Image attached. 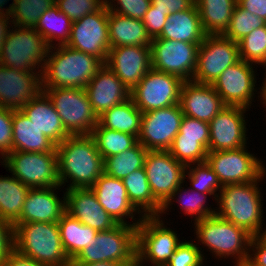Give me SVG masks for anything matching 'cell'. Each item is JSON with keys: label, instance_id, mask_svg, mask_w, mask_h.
<instances>
[{"label": "cell", "instance_id": "cell-5", "mask_svg": "<svg viewBox=\"0 0 266 266\" xmlns=\"http://www.w3.org/2000/svg\"><path fill=\"white\" fill-rule=\"evenodd\" d=\"M14 249L47 266H69L57 222L13 224Z\"/></svg>", "mask_w": 266, "mask_h": 266}, {"label": "cell", "instance_id": "cell-38", "mask_svg": "<svg viewBox=\"0 0 266 266\" xmlns=\"http://www.w3.org/2000/svg\"><path fill=\"white\" fill-rule=\"evenodd\" d=\"M72 24L73 22L53 5L40 16L34 29L45 39L49 47H54L67 44Z\"/></svg>", "mask_w": 266, "mask_h": 266}, {"label": "cell", "instance_id": "cell-35", "mask_svg": "<svg viewBox=\"0 0 266 266\" xmlns=\"http://www.w3.org/2000/svg\"><path fill=\"white\" fill-rule=\"evenodd\" d=\"M142 114L133 100L129 98L123 103L104 111L98 116V123L104 128L139 137Z\"/></svg>", "mask_w": 266, "mask_h": 266}, {"label": "cell", "instance_id": "cell-18", "mask_svg": "<svg viewBox=\"0 0 266 266\" xmlns=\"http://www.w3.org/2000/svg\"><path fill=\"white\" fill-rule=\"evenodd\" d=\"M183 117L179 104L143 113L138 142L147 150H168Z\"/></svg>", "mask_w": 266, "mask_h": 266}, {"label": "cell", "instance_id": "cell-28", "mask_svg": "<svg viewBox=\"0 0 266 266\" xmlns=\"http://www.w3.org/2000/svg\"><path fill=\"white\" fill-rule=\"evenodd\" d=\"M37 128L56 145L70 136L62 124L50 98L40 91L20 109Z\"/></svg>", "mask_w": 266, "mask_h": 266}, {"label": "cell", "instance_id": "cell-47", "mask_svg": "<svg viewBox=\"0 0 266 266\" xmlns=\"http://www.w3.org/2000/svg\"><path fill=\"white\" fill-rule=\"evenodd\" d=\"M106 5L110 12L142 20L151 0H106Z\"/></svg>", "mask_w": 266, "mask_h": 266}, {"label": "cell", "instance_id": "cell-48", "mask_svg": "<svg viewBox=\"0 0 266 266\" xmlns=\"http://www.w3.org/2000/svg\"><path fill=\"white\" fill-rule=\"evenodd\" d=\"M13 109L0 106V161L12 152Z\"/></svg>", "mask_w": 266, "mask_h": 266}, {"label": "cell", "instance_id": "cell-23", "mask_svg": "<svg viewBox=\"0 0 266 266\" xmlns=\"http://www.w3.org/2000/svg\"><path fill=\"white\" fill-rule=\"evenodd\" d=\"M41 90V72L20 71L0 64L1 107L19 110Z\"/></svg>", "mask_w": 266, "mask_h": 266}, {"label": "cell", "instance_id": "cell-26", "mask_svg": "<svg viewBox=\"0 0 266 266\" xmlns=\"http://www.w3.org/2000/svg\"><path fill=\"white\" fill-rule=\"evenodd\" d=\"M179 105L185 116L210 122L226 105L212 85L185 81Z\"/></svg>", "mask_w": 266, "mask_h": 266}, {"label": "cell", "instance_id": "cell-40", "mask_svg": "<svg viewBox=\"0 0 266 266\" xmlns=\"http://www.w3.org/2000/svg\"><path fill=\"white\" fill-rule=\"evenodd\" d=\"M148 150L139 142L132 148L104 159V173L123 180L130 173L144 167Z\"/></svg>", "mask_w": 266, "mask_h": 266}, {"label": "cell", "instance_id": "cell-56", "mask_svg": "<svg viewBox=\"0 0 266 266\" xmlns=\"http://www.w3.org/2000/svg\"><path fill=\"white\" fill-rule=\"evenodd\" d=\"M122 264L114 261H101L96 263H75L70 260L69 266H121Z\"/></svg>", "mask_w": 266, "mask_h": 266}, {"label": "cell", "instance_id": "cell-34", "mask_svg": "<svg viewBox=\"0 0 266 266\" xmlns=\"http://www.w3.org/2000/svg\"><path fill=\"white\" fill-rule=\"evenodd\" d=\"M57 224L60 230L62 247L70 260L75 259L85 247L89 246L92 238H95L98 232L73 218L67 212L62 215Z\"/></svg>", "mask_w": 266, "mask_h": 266}, {"label": "cell", "instance_id": "cell-30", "mask_svg": "<svg viewBox=\"0 0 266 266\" xmlns=\"http://www.w3.org/2000/svg\"><path fill=\"white\" fill-rule=\"evenodd\" d=\"M12 151L57 152L56 144L44 135L19 109L12 115Z\"/></svg>", "mask_w": 266, "mask_h": 266}, {"label": "cell", "instance_id": "cell-2", "mask_svg": "<svg viewBox=\"0 0 266 266\" xmlns=\"http://www.w3.org/2000/svg\"><path fill=\"white\" fill-rule=\"evenodd\" d=\"M265 178L266 172L255 181L223 186L216 200L215 214L243 228L252 236H258L265 222L264 193L259 183L262 184Z\"/></svg>", "mask_w": 266, "mask_h": 266}, {"label": "cell", "instance_id": "cell-25", "mask_svg": "<svg viewBox=\"0 0 266 266\" xmlns=\"http://www.w3.org/2000/svg\"><path fill=\"white\" fill-rule=\"evenodd\" d=\"M65 194L66 212L84 225L105 231L118 224L100 205L91 188L67 189Z\"/></svg>", "mask_w": 266, "mask_h": 266}, {"label": "cell", "instance_id": "cell-19", "mask_svg": "<svg viewBox=\"0 0 266 266\" xmlns=\"http://www.w3.org/2000/svg\"><path fill=\"white\" fill-rule=\"evenodd\" d=\"M247 108L226 105L210 122V139L208 152L235 150L246 146ZM246 113V114H245ZM247 120V122H246Z\"/></svg>", "mask_w": 266, "mask_h": 266}, {"label": "cell", "instance_id": "cell-10", "mask_svg": "<svg viewBox=\"0 0 266 266\" xmlns=\"http://www.w3.org/2000/svg\"><path fill=\"white\" fill-rule=\"evenodd\" d=\"M70 135H91L98 116L83 88H42Z\"/></svg>", "mask_w": 266, "mask_h": 266}, {"label": "cell", "instance_id": "cell-41", "mask_svg": "<svg viewBox=\"0 0 266 266\" xmlns=\"http://www.w3.org/2000/svg\"><path fill=\"white\" fill-rule=\"evenodd\" d=\"M184 179L189 180L191 189L204 194H215L218 197L219 191L223 188L218 176L206 161L187 165Z\"/></svg>", "mask_w": 266, "mask_h": 266}, {"label": "cell", "instance_id": "cell-42", "mask_svg": "<svg viewBox=\"0 0 266 266\" xmlns=\"http://www.w3.org/2000/svg\"><path fill=\"white\" fill-rule=\"evenodd\" d=\"M54 4L52 0H15L11 23L19 27L35 28L40 16Z\"/></svg>", "mask_w": 266, "mask_h": 266}, {"label": "cell", "instance_id": "cell-20", "mask_svg": "<svg viewBox=\"0 0 266 266\" xmlns=\"http://www.w3.org/2000/svg\"><path fill=\"white\" fill-rule=\"evenodd\" d=\"M210 126L208 122L183 117L178 134L168 152L185 166L206 161L209 148Z\"/></svg>", "mask_w": 266, "mask_h": 266}, {"label": "cell", "instance_id": "cell-58", "mask_svg": "<svg viewBox=\"0 0 266 266\" xmlns=\"http://www.w3.org/2000/svg\"><path fill=\"white\" fill-rule=\"evenodd\" d=\"M9 1L10 0H0V14L6 15V16H10L11 15L15 0H12L13 2L9 5V7H5L4 8V6L7 3H9Z\"/></svg>", "mask_w": 266, "mask_h": 266}, {"label": "cell", "instance_id": "cell-21", "mask_svg": "<svg viewBox=\"0 0 266 266\" xmlns=\"http://www.w3.org/2000/svg\"><path fill=\"white\" fill-rule=\"evenodd\" d=\"M91 189L100 205L117 223L137 227L143 219L144 216L129 201L123 180L103 173Z\"/></svg>", "mask_w": 266, "mask_h": 266}, {"label": "cell", "instance_id": "cell-29", "mask_svg": "<svg viewBox=\"0 0 266 266\" xmlns=\"http://www.w3.org/2000/svg\"><path fill=\"white\" fill-rule=\"evenodd\" d=\"M205 36L200 15L194 3L187 10L171 13L167 16L166 24L156 38L201 44Z\"/></svg>", "mask_w": 266, "mask_h": 266}, {"label": "cell", "instance_id": "cell-11", "mask_svg": "<svg viewBox=\"0 0 266 266\" xmlns=\"http://www.w3.org/2000/svg\"><path fill=\"white\" fill-rule=\"evenodd\" d=\"M249 146L235 150L208 152L206 162L222 186L258 180L266 172V164L249 152Z\"/></svg>", "mask_w": 266, "mask_h": 266}, {"label": "cell", "instance_id": "cell-9", "mask_svg": "<svg viewBox=\"0 0 266 266\" xmlns=\"http://www.w3.org/2000/svg\"><path fill=\"white\" fill-rule=\"evenodd\" d=\"M0 163L30 188L61 187L57 152L12 151Z\"/></svg>", "mask_w": 266, "mask_h": 266}, {"label": "cell", "instance_id": "cell-4", "mask_svg": "<svg viewBox=\"0 0 266 266\" xmlns=\"http://www.w3.org/2000/svg\"><path fill=\"white\" fill-rule=\"evenodd\" d=\"M191 227L200 251L203 246L218 261L233 258V266L245 265L253 237L246 230L216 214L192 223Z\"/></svg>", "mask_w": 266, "mask_h": 266}, {"label": "cell", "instance_id": "cell-22", "mask_svg": "<svg viewBox=\"0 0 266 266\" xmlns=\"http://www.w3.org/2000/svg\"><path fill=\"white\" fill-rule=\"evenodd\" d=\"M105 65L131 92L151 69V47H111Z\"/></svg>", "mask_w": 266, "mask_h": 266}, {"label": "cell", "instance_id": "cell-7", "mask_svg": "<svg viewBox=\"0 0 266 266\" xmlns=\"http://www.w3.org/2000/svg\"><path fill=\"white\" fill-rule=\"evenodd\" d=\"M137 227L118 223L115 227L98 231L89 246L85 247L73 261L96 263L114 261L122 265L136 259Z\"/></svg>", "mask_w": 266, "mask_h": 266}, {"label": "cell", "instance_id": "cell-8", "mask_svg": "<svg viewBox=\"0 0 266 266\" xmlns=\"http://www.w3.org/2000/svg\"><path fill=\"white\" fill-rule=\"evenodd\" d=\"M164 216H144L137 226L136 258L144 265L165 266L182 242ZM165 223V224H164ZM178 234V235H177Z\"/></svg>", "mask_w": 266, "mask_h": 266}, {"label": "cell", "instance_id": "cell-53", "mask_svg": "<svg viewBox=\"0 0 266 266\" xmlns=\"http://www.w3.org/2000/svg\"><path fill=\"white\" fill-rule=\"evenodd\" d=\"M236 3L266 21V0H236Z\"/></svg>", "mask_w": 266, "mask_h": 266}, {"label": "cell", "instance_id": "cell-46", "mask_svg": "<svg viewBox=\"0 0 266 266\" xmlns=\"http://www.w3.org/2000/svg\"><path fill=\"white\" fill-rule=\"evenodd\" d=\"M105 4L106 0H60L55 5L75 22L87 14L99 11Z\"/></svg>", "mask_w": 266, "mask_h": 266}, {"label": "cell", "instance_id": "cell-45", "mask_svg": "<svg viewBox=\"0 0 266 266\" xmlns=\"http://www.w3.org/2000/svg\"><path fill=\"white\" fill-rule=\"evenodd\" d=\"M182 239V242L177 246L174 253L170 256L165 266H205L207 265L204 249L200 251L196 242Z\"/></svg>", "mask_w": 266, "mask_h": 266}, {"label": "cell", "instance_id": "cell-14", "mask_svg": "<svg viewBox=\"0 0 266 266\" xmlns=\"http://www.w3.org/2000/svg\"><path fill=\"white\" fill-rule=\"evenodd\" d=\"M200 44L153 38L151 41V68L192 81L197 67Z\"/></svg>", "mask_w": 266, "mask_h": 266}, {"label": "cell", "instance_id": "cell-33", "mask_svg": "<svg viewBox=\"0 0 266 266\" xmlns=\"http://www.w3.org/2000/svg\"><path fill=\"white\" fill-rule=\"evenodd\" d=\"M127 196L143 216H159L162 205L154 198L145 168H139L123 179Z\"/></svg>", "mask_w": 266, "mask_h": 266}, {"label": "cell", "instance_id": "cell-39", "mask_svg": "<svg viewBox=\"0 0 266 266\" xmlns=\"http://www.w3.org/2000/svg\"><path fill=\"white\" fill-rule=\"evenodd\" d=\"M91 136L103 160L122 153L138 143V137L104 128L99 123L93 128Z\"/></svg>", "mask_w": 266, "mask_h": 266}, {"label": "cell", "instance_id": "cell-6", "mask_svg": "<svg viewBox=\"0 0 266 266\" xmlns=\"http://www.w3.org/2000/svg\"><path fill=\"white\" fill-rule=\"evenodd\" d=\"M14 27V28H13ZM0 53V64L20 71L41 72L49 46L34 28L12 25Z\"/></svg>", "mask_w": 266, "mask_h": 266}, {"label": "cell", "instance_id": "cell-57", "mask_svg": "<svg viewBox=\"0 0 266 266\" xmlns=\"http://www.w3.org/2000/svg\"><path fill=\"white\" fill-rule=\"evenodd\" d=\"M263 66V68L265 69L264 71V77H263V82H261L262 84H261V86L259 87V95L258 96H256V97H258V99L260 100V104L262 103V107H264V109L266 108V64H264V65H262ZM265 111H266V109H265Z\"/></svg>", "mask_w": 266, "mask_h": 266}, {"label": "cell", "instance_id": "cell-50", "mask_svg": "<svg viewBox=\"0 0 266 266\" xmlns=\"http://www.w3.org/2000/svg\"><path fill=\"white\" fill-rule=\"evenodd\" d=\"M14 250V226L0 219V266Z\"/></svg>", "mask_w": 266, "mask_h": 266}, {"label": "cell", "instance_id": "cell-52", "mask_svg": "<svg viewBox=\"0 0 266 266\" xmlns=\"http://www.w3.org/2000/svg\"><path fill=\"white\" fill-rule=\"evenodd\" d=\"M155 9L165 11V15L189 9L194 3L191 0H151Z\"/></svg>", "mask_w": 266, "mask_h": 266}, {"label": "cell", "instance_id": "cell-60", "mask_svg": "<svg viewBox=\"0 0 266 266\" xmlns=\"http://www.w3.org/2000/svg\"><path fill=\"white\" fill-rule=\"evenodd\" d=\"M264 227H262L260 234L258 235L264 242H266V224L263 223Z\"/></svg>", "mask_w": 266, "mask_h": 266}, {"label": "cell", "instance_id": "cell-1", "mask_svg": "<svg viewBox=\"0 0 266 266\" xmlns=\"http://www.w3.org/2000/svg\"><path fill=\"white\" fill-rule=\"evenodd\" d=\"M60 185L91 188L104 173V160L91 135H70L56 145Z\"/></svg>", "mask_w": 266, "mask_h": 266}, {"label": "cell", "instance_id": "cell-36", "mask_svg": "<svg viewBox=\"0 0 266 266\" xmlns=\"http://www.w3.org/2000/svg\"><path fill=\"white\" fill-rule=\"evenodd\" d=\"M202 28L206 35H223L228 29L236 0H197Z\"/></svg>", "mask_w": 266, "mask_h": 266}, {"label": "cell", "instance_id": "cell-61", "mask_svg": "<svg viewBox=\"0 0 266 266\" xmlns=\"http://www.w3.org/2000/svg\"><path fill=\"white\" fill-rule=\"evenodd\" d=\"M53 2H54V4H56L58 1H60V0H52Z\"/></svg>", "mask_w": 266, "mask_h": 266}, {"label": "cell", "instance_id": "cell-32", "mask_svg": "<svg viewBox=\"0 0 266 266\" xmlns=\"http://www.w3.org/2000/svg\"><path fill=\"white\" fill-rule=\"evenodd\" d=\"M108 26L110 47L151 45L142 20L108 11Z\"/></svg>", "mask_w": 266, "mask_h": 266}, {"label": "cell", "instance_id": "cell-16", "mask_svg": "<svg viewBox=\"0 0 266 266\" xmlns=\"http://www.w3.org/2000/svg\"><path fill=\"white\" fill-rule=\"evenodd\" d=\"M108 7L73 22L67 46L99 58L104 64L110 50Z\"/></svg>", "mask_w": 266, "mask_h": 266}, {"label": "cell", "instance_id": "cell-59", "mask_svg": "<svg viewBox=\"0 0 266 266\" xmlns=\"http://www.w3.org/2000/svg\"><path fill=\"white\" fill-rule=\"evenodd\" d=\"M121 266H144V265L136 258L132 262L123 264Z\"/></svg>", "mask_w": 266, "mask_h": 266}, {"label": "cell", "instance_id": "cell-54", "mask_svg": "<svg viewBox=\"0 0 266 266\" xmlns=\"http://www.w3.org/2000/svg\"><path fill=\"white\" fill-rule=\"evenodd\" d=\"M3 266H47L41 264L30 257L22 255L15 249L9 254Z\"/></svg>", "mask_w": 266, "mask_h": 266}, {"label": "cell", "instance_id": "cell-51", "mask_svg": "<svg viewBox=\"0 0 266 266\" xmlns=\"http://www.w3.org/2000/svg\"><path fill=\"white\" fill-rule=\"evenodd\" d=\"M244 266H266V242L259 236L252 237Z\"/></svg>", "mask_w": 266, "mask_h": 266}, {"label": "cell", "instance_id": "cell-49", "mask_svg": "<svg viewBox=\"0 0 266 266\" xmlns=\"http://www.w3.org/2000/svg\"><path fill=\"white\" fill-rule=\"evenodd\" d=\"M166 20L167 16L165 15V11L155 9V7L151 4L142 19L146 32L151 39L156 38L162 32L163 26L166 24Z\"/></svg>", "mask_w": 266, "mask_h": 266}, {"label": "cell", "instance_id": "cell-24", "mask_svg": "<svg viewBox=\"0 0 266 266\" xmlns=\"http://www.w3.org/2000/svg\"><path fill=\"white\" fill-rule=\"evenodd\" d=\"M62 187L30 188L19 219L14 224L28 222H58L66 212V194Z\"/></svg>", "mask_w": 266, "mask_h": 266}, {"label": "cell", "instance_id": "cell-55", "mask_svg": "<svg viewBox=\"0 0 266 266\" xmlns=\"http://www.w3.org/2000/svg\"><path fill=\"white\" fill-rule=\"evenodd\" d=\"M12 25L10 16L0 14V53Z\"/></svg>", "mask_w": 266, "mask_h": 266}, {"label": "cell", "instance_id": "cell-15", "mask_svg": "<svg viewBox=\"0 0 266 266\" xmlns=\"http://www.w3.org/2000/svg\"><path fill=\"white\" fill-rule=\"evenodd\" d=\"M258 65L248 63L240 59L237 63L228 67L214 81L212 87L220 95L223 103L229 106H240L250 109L256 102V94H260L257 89ZM258 92V93H257Z\"/></svg>", "mask_w": 266, "mask_h": 266}, {"label": "cell", "instance_id": "cell-13", "mask_svg": "<svg viewBox=\"0 0 266 266\" xmlns=\"http://www.w3.org/2000/svg\"><path fill=\"white\" fill-rule=\"evenodd\" d=\"M239 60L238 43L224 35H206L198 47L192 81L212 85L222 72Z\"/></svg>", "mask_w": 266, "mask_h": 266}, {"label": "cell", "instance_id": "cell-37", "mask_svg": "<svg viewBox=\"0 0 266 266\" xmlns=\"http://www.w3.org/2000/svg\"><path fill=\"white\" fill-rule=\"evenodd\" d=\"M10 175H0V219L14 224L21 215L30 187Z\"/></svg>", "mask_w": 266, "mask_h": 266}, {"label": "cell", "instance_id": "cell-3", "mask_svg": "<svg viewBox=\"0 0 266 266\" xmlns=\"http://www.w3.org/2000/svg\"><path fill=\"white\" fill-rule=\"evenodd\" d=\"M104 63L67 45L49 47L41 73L42 88H83Z\"/></svg>", "mask_w": 266, "mask_h": 266}, {"label": "cell", "instance_id": "cell-43", "mask_svg": "<svg viewBox=\"0 0 266 266\" xmlns=\"http://www.w3.org/2000/svg\"><path fill=\"white\" fill-rule=\"evenodd\" d=\"M265 25L266 21L243 9L238 3H236L232 12L228 29L223 35L238 43L254 29Z\"/></svg>", "mask_w": 266, "mask_h": 266}, {"label": "cell", "instance_id": "cell-44", "mask_svg": "<svg viewBox=\"0 0 266 266\" xmlns=\"http://www.w3.org/2000/svg\"><path fill=\"white\" fill-rule=\"evenodd\" d=\"M238 46L240 59L262 67L266 64V25L250 32Z\"/></svg>", "mask_w": 266, "mask_h": 266}, {"label": "cell", "instance_id": "cell-12", "mask_svg": "<svg viewBox=\"0 0 266 266\" xmlns=\"http://www.w3.org/2000/svg\"><path fill=\"white\" fill-rule=\"evenodd\" d=\"M184 82L179 76L151 68L130 92V98L142 113L176 105Z\"/></svg>", "mask_w": 266, "mask_h": 266}, {"label": "cell", "instance_id": "cell-27", "mask_svg": "<svg viewBox=\"0 0 266 266\" xmlns=\"http://www.w3.org/2000/svg\"><path fill=\"white\" fill-rule=\"evenodd\" d=\"M97 116L130 98L124 83L104 64L85 87Z\"/></svg>", "mask_w": 266, "mask_h": 266}, {"label": "cell", "instance_id": "cell-31", "mask_svg": "<svg viewBox=\"0 0 266 266\" xmlns=\"http://www.w3.org/2000/svg\"><path fill=\"white\" fill-rule=\"evenodd\" d=\"M184 184L185 182L173 192L172 196L162 206L159 216L164 214L170 215L168 213H170L169 211H171L172 207H175L173 206L175 203H178L177 207L180 211H183L186 216L188 215L191 217V223L192 220L194 223L216 213V207L212 208L213 205H209L207 202V197L209 198V196H213V201L216 203L217 196L215 194L200 193L190 187H187V184L184 186Z\"/></svg>", "mask_w": 266, "mask_h": 266}, {"label": "cell", "instance_id": "cell-17", "mask_svg": "<svg viewBox=\"0 0 266 266\" xmlns=\"http://www.w3.org/2000/svg\"><path fill=\"white\" fill-rule=\"evenodd\" d=\"M144 168L152 194L162 206L186 181V166L178 162L168 150H148Z\"/></svg>", "mask_w": 266, "mask_h": 266}]
</instances>
